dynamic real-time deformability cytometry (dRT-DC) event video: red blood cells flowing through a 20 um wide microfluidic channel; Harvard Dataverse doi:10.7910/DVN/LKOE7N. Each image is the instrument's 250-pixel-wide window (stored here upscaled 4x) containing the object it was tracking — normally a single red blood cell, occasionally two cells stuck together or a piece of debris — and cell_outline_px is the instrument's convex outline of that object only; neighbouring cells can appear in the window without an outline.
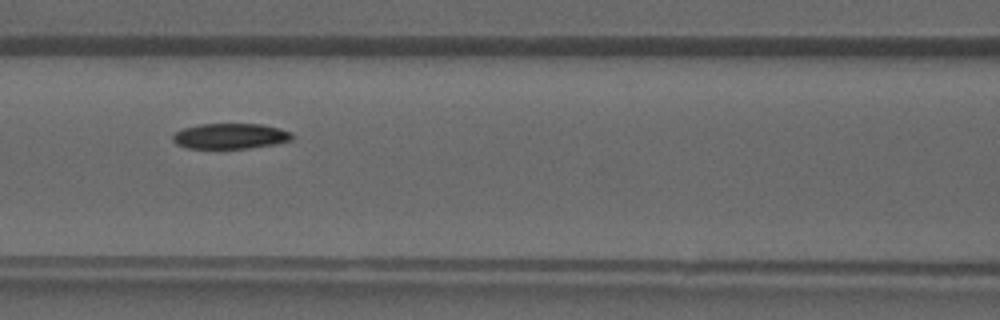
{"species": "common noctule bat (a hibernating species)", "species_latin": "Nyctalus noctula", "temperature_condition": "warm", "stored_images_in_passage": 37, "camera_frame_rate_fps": 3000, "um_per_image_px": 0.085, "animal": {"sex": "male", "forearm_length_mm": 52.5}, "frame": {"image": 1, "passage_image": 15, "time_ms": 4.667, "image_size_px": [1000, 320], "cell_outline_px": [[296, 136], [292, 140], [276, 144], [248, 148], [188, 148], [176, 144], [172, 140], [172, 136], [176, 132], [184, 128], [200, 124], [260, 124], [280, 128], [292, 132]], "centroid_in_image_um": [19.62, 11.57], "position_along_channel_um": 147.0, "area_um2": 17.8}}
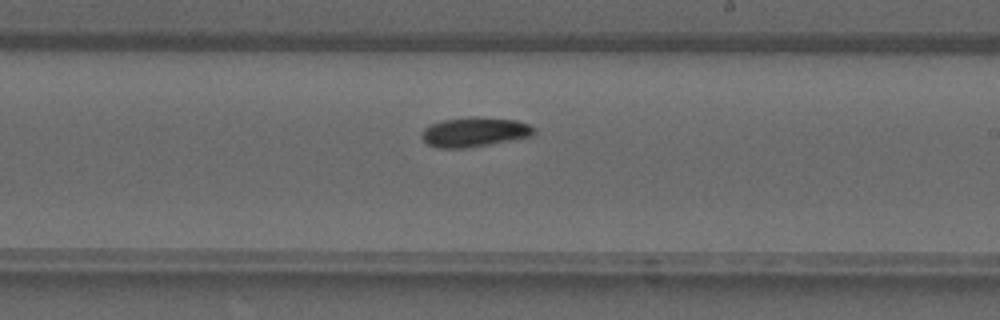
{"frame": {"image": 2, "passage_image": 21, "time_ms": 6.667, "image_size_px": [1000, 320], "cell_outline_px": [[536, 132], [532, 136], [488, 144], [464, 148], [436, 148], [428, 144], [420, 136], [424, 128], [440, 120], [468, 116], [484, 116], [516, 120], [528, 124], [536, 128]], "centroid_in_image_um": [40.33, 11.2], "position_along_channel_um": 248.7, "area_um2": 19.59}}
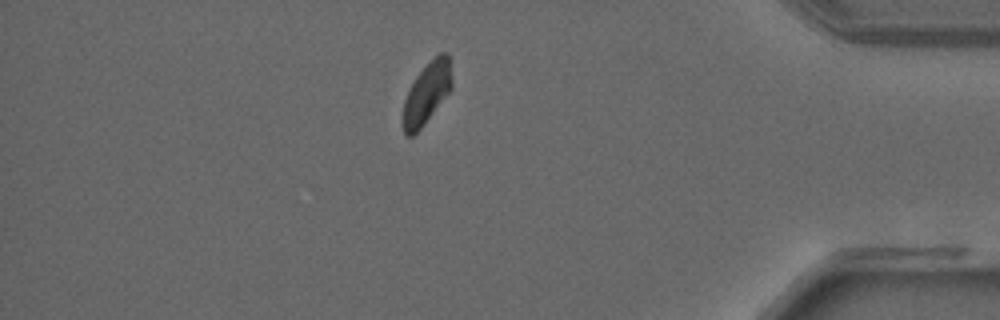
{"frame": {"image": 3, "passage_image": 32, "time_ms": 10.333, "image_size_px": [1000, 320], "cell_outline_px": [[452, 88], [420, 128], [412, 136], [404, 136], [404, 100], [416, 76], [440, 52], [448, 52], [452, 80]], "centroid_in_image_um": [36.3, 7.9], "position_along_channel_um": 398.9, "area_um2": 16.82}}